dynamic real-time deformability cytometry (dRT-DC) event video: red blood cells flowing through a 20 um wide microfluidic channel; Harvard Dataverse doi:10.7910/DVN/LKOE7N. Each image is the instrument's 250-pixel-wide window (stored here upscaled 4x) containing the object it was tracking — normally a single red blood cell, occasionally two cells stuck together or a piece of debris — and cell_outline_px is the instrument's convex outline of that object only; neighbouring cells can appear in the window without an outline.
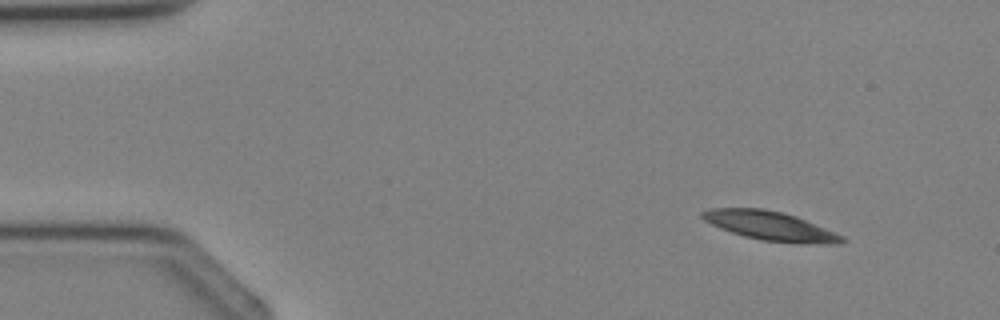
{"species": "Egyptian fruit bat (a non-hibernating species)", "species_latin": "Rousettus aegyptiacus", "temperature_condition": "cold", "stored_images_in_passage": 3, "camera_frame_rate_fps": 3000, "um_per_image_px": 0.085, "animal": {"sex": "female"}, "frame": {"image": 1, "passage_image": 1, "time_ms": 0.0, "image_size_px": [1000, 320], "cell_outline_px": [[848, 240], [840, 244], [804, 244], [764, 240], [744, 236], [720, 228], [704, 220], [700, 216], [700, 212], [712, 208], [764, 208], [784, 212], [796, 216], [844, 236]], "centroid_in_image_um": [65.51, 19.2], "position_along_channel_um": 19.5, "area_um2": 23.7}}
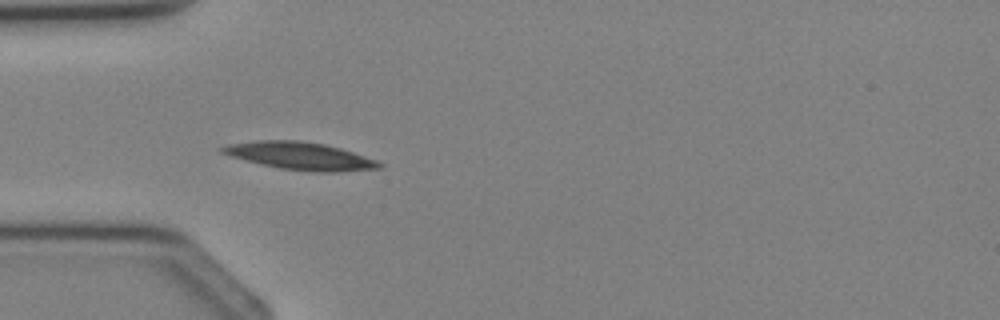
{"frame": {"image": 2, "passage_image": 3, "time_ms": 2.333, "image_size_px": [1000, 320], "cell_outline_px": [[384, 168], [336, 172], [320, 172], [280, 168], [232, 156], [220, 152], [216, 148], [228, 144], [256, 140], [300, 140], [324, 144], [340, 148], [376, 160], [384, 164]], "centroid_in_image_um": [25.53, 13.24], "position_along_channel_um": 59.5, "area_um2": 25.03}}